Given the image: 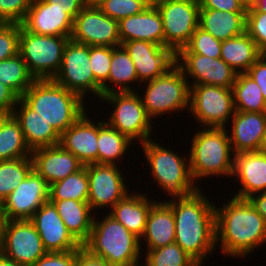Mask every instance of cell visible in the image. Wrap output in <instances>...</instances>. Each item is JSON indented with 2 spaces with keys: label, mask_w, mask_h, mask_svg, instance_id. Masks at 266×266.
<instances>
[{
  "label": "cell",
  "mask_w": 266,
  "mask_h": 266,
  "mask_svg": "<svg viewBox=\"0 0 266 266\" xmlns=\"http://www.w3.org/2000/svg\"><path fill=\"white\" fill-rule=\"evenodd\" d=\"M86 5H97L99 4L102 0H84Z\"/></svg>",
  "instance_id": "680465c9"
},
{
  "label": "cell",
  "mask_w": 266,
  "mask_h": 266,
  "mask_svg": "<svg viewBox=\"0 0 266 266\" xmlns=\"http://www.w3.org/2000/svg\"><path fill=\"white\" fill-rule=\"evenodd\" d=\"M75 266H111L106 260L89 254L82 246L77 250Z\"/></svg>",
  "instance_id": "816d5d0a"
},
{
  "label": "cell",
  "mask_w": 266,
  "mask_h": 266,
  "mask_svg": "<svg viewBox=\"0 0 266 266\" xmlns=\"http://www.w3.org/2000/svg\"><path fill=\"white\" fill-rule=\"evenodd\" d=\"M238 179L239 191L232 195L248 199L266 191V152L263 150L237 153L234 155L233 174Z\"/></svg>",
  "instance_id": "603a6c76"
},
{
  "label": "cell",
  "mask_w": 266,
  "mask_h": 266,
  "mask_svg": "<svg viewBox=\"0 0 266 266\" xmlns=\"http://www.w3.org/2000/svg\"><path fill=\"white\" fill-rule=\"evenodd\" d=\"M202 187L186 198L166 200L175 218V243L199 266H205L216 245L217 204L209 201ZM214 204V205H213Z\"/></svg>",
  "instance_id": "6da1fadb"
},
{
  "label": "cell",
  "mask_w": 266,
  "mask_h": 266,
  "mask_svg": "<svg viewBox=\"0 0 266 266\" xmlns=\"http://www.w3.org/2000/svg\"><path fill=\"white\" fill-rule=\"evenodd\" d=\"M133 61L139 85L165 74L176 63V54L167 47L146 40L121 44Z\"/></svg>",
  "instance_id": "ac0fdd59"
},
{
  "label": "cell",
  "mask_w": 266,
  "mask_h": 266,
  "mask_svg": "<svg viewBox=\"0 0 266 266\" xmlns=\"http://www.w3.org/2000/svg\"><path fill=\"white\" fill-rule=\"evenodd\" d=\"M144 85L146 88L144 94H141V100L151 119L175 111H189L190 86L176 64L162 76L144 82Z\"/></svg>",
  "instance_id": "52a82bcc"
},
{
  "label": "cell",
  "mask_w": 266,
  "mask_h": 266,
  "mask_svg": "<svg viewBox=\"0 0 266 266\" xmlns=\"http://www.w3.org/2000/svg\"><path fill=\"white\" fill-rule=\"evenodd\" d=\"M148 4L150 5H155L156 3H158L161 0H145Z\"/></svg>",
  "instance_id": "91938a15"
},
{
  "label": "cell",
  "mask_w": 266,
  "mask_h": 266,
  "mask_svg": "<svg viewBox=\"0 0 266 266\" xmlns=\"http://www.w3.org/2000/svg\"><path fill=\"white\" fill-rule=\"evenodd\" d=\"M199 27L222 42L246 32V12L200 8Z\"/></svg>",
  "instance_id": "f1b7e54d"
},
{
  "label": "cell",
  "mask_w": 266,
  "mask_h": 266,
  "mask_svg": "<svg viewBox=\"0 0 266 266\" xmlns=\"http://www.w3.org/2000/svg\"><path fill=\"white\" fill-rule=\"evenodd\" d=\"M34 81L20 54L0 61V83L10 87L20 98Z\"/></svg>",
  "instance_id": "8d00e7d4"
},
{
  "label": "cell",
  "mask_w": 266,
  "mask_h": 266,
  "mask_svg": "<svg viewBox=\"0 0 266 266\" xmlns=\"http://www.w3.org/2000/svg\"><path fill=\"white\" fill-rule=\"evenodd\" d=\"M144 152L150 174L156 186L164 190L172 199L186 198L200 189L192 178L190 171L189 155L175 153L155 140H147L140 145ZM183 155V156H182Z\"/></svg>",
  "instance_id": "8992f818"
},
{
  "label": "cell",
  "mask_w": 266,
  "mask_h": 266,
  "mask_svg": "<svg viewBox=\"0 0 266 266\" xmlns=\"http://www.w3.org/2000/svg\"><path fill=\"white\" fill-rule=\"evenodd\" d=\"M70 38L28 32L22 25L19 54L35 80L53 79L60 70L63 50Z\"/></svg>",
  "instance_id": "9c48e42d"
},
{
  "label": "cell",
  "mask_w": 266,
  "mask_h": 266,
  "mask_svg": "<svg viewBox=\"0 0 266 266\" xmlns=\"http://www.w3.org/2000/svg\"><path fill=\"white\" fill-rule=\"evenodd\" d=\"M163 20L165 47L175 54L184 48L199 26L198 0H161L155 4Z\"/></svg>",
  "instance_id": "8fae6325"
},
{
  "label": "cell",
  "mask_w": 266,
  "mask_h": 266,
  "mask_svg": "<svg viewBox=\"0 0 266 266\" xmlns=\"http://www.w3.org/2000/svg\"><path fill=\"white\" fill-rule=\"evenodd\" d=\"M238 1L246 10L254 5V0H236Z\"/></svg>",
  "instance_id": "9f6ffc18"
},
{
  "label": "cell",
  "mask_w": 266,
  "mask_h": 266,
  "mask_svg": "<svg viewBox=\"0 0 266 266\" xmlns=\"http://www.w3.org/2000/svg\"><path fill=\"white\" fill-rule=\"evenodd\" d=\"M259 11L266 13V0H254V5Z\"/></svg>",
  "instance_id": "11a10c76"
},
{
  "label": "cell",
  "mask_w": 266,
  "mask_h": 266,
  "mask_svg": "<svg viewBox=\"0 0 266 266\" xmlns=\"http://www.w3.org/2000/svg\"><path fill=\"white\" fill-rule=\"evenodd\" d=\"M33 169L31 157L0 161V204Z\"/></svg>",
  "instance_id": "74e56055"
},
{
  "label": "cell",
  "mask_w": 266,
  "mask_h": 266,
  "mask_svg": "<svg viewBox=\"0 0 266 266\" xmlns=\"http://www.w3.org/2000/svg\"><path fill=\"white\" fill-rule=\"evenodd\" d=\"M73 21L57 3L33 0L21 25L34 34L71 38Z\"/></svg>",
  "instance_id": "ffe728a7"
},
{
  "label": "cell",
  "mask_w": 266,
  "mask_h": 266,
  "mask_svg": "<svg viewBox=\"0 0 266 266\" xmlns=\"http://www.w3.org/2000/svg\"><path fill=\"white\" fill-rule=\"evenodd\" d=\"M49 201V185L32 169L0 204L5 220H30Z\"/></svg>",
  "instance_id": "2e32d148"
},
{
  "label": "cell",
  "mask_w": 266,
  "mask_h": 266,
  "mask_svg": "<svg viewBox=\"0 0 266 266\" xmlns=\"http://www.w3.org/2000/svg\"><path fill=\"white\" fill-rule=\"evenodd\" d=\"M132 83H139L133 61L122 46L112 47L110 73L108 80L102 85V95L113 92H136Z\"/></svg>",
  "instance_id": "4dcf8cb0"
},
{
  "label": "cell",
  "mask_w": 266,
  "mask_h": 266,
  "mask_svg": "<svg viewBox=\"0 0 266 266\" xmlns=\"http://www.w3.org/2000/svg\"><path fill=\"white\" fill-rule=\"evenodd\" d=\"M98 122L87 111L61 135L59 145L84 165L98 163Z\"/></svg>",
  "instance_id": "7402d4cb"
},
{
  "label": "cell",
  "mask_w": 266,
  "mask_h": 266,
  "mask_svg": "<svg viewBox=\"0 0 266 266\" xmlns=\"http://www.w3.org/2000/svg\"><path fill=\"white\" fill-rule=\"evenodd\" d=\"M145 253L143 266H199L177 243L146 250Z\"/></svg>",
  "instance_id": "f35d334b"
},
{
  "label": "cell",
  "mask_w": 266,
  "mask_h": 266,
  "mask_svg": "<svg viewBox=\"0 0 266 266\" xmlns=\"http://www.w3.org/2000/svg\"><path fill=\"white\" fill-rule=\"evenodd\" d=\"M6 116V114H3V113H0V125H1V122L3 120V118Z\"/></svg>",
  "instance_id": "94428289"
},
{
  "label": "cell",
  "mask_w": 266,
  "mask_h": 266,
  "mask_svg": "<svg viewBox=\"0 0 266 266\" xmlns=\"http://www.w3.org/2000/svg\"><path fill=\"white\" fill-rule=\"evenodd\" d=\"M150 4L145 0H102L96 6L117 22L143 12Z\"/></svg>",
  "instance_id": "b9f144b4"
},
{
  "label": "cell",
  "mask_w": 266,
  "mask_h": 266,
  "mask_svg": "<svg viewBox=\"0 0 266 266\" xmlns=\"http://www.w3.org/2000/svg\"><path fill=\"white\" fill-rule=\"evenodd\" d=\"M33 0H0V23L21 24Z\"/></svg>",
  "instance_id": "f6af8a7d"
},
{
  "label": "cell",
  "mask_w": 266,
  "mask_h": 266,
  "mask_svg": "<svg viewBox=\"0 0 266 266\" xmlns=\"http://www.w3.org/2000/svg\"><path fill=\"white\" fill-rule=\"evenodd\" d=\"M118 27L121 44L131 40H146L165 47L163 20L155 5L121 19Z\"/></svg>",
  "instance_id": "d4e9b609"
},
{
  "label": "cell",
  "mask_w": 266,
  "mask_h": 266,
  "mask_svg": "<svg viewBox=\"0 0 266 266\" xmlns=\"http://www.w3.org/2000/svg\"><path fill=\"white\" fill-rule=\"evenodd\" d=\"M33 169L51 184L79 171L84 165L71 152L60 145L42 147L32 151Z\"/></svg>",
  "instance_id": "cb8c5ba5"
},
{
  "label": "cell",
  "mask_w": 266,
  "mask_h": 266,
  "mask_svg": "<svg viewBox=\"0 0 266 266\" xmlns=\"http://www.w3.org/2000/svg\"><path fill=\"white\" fill-rule=\"evenodd\" d=\"M49 201L56 207L68 232L82 246L89 238L95 216L89 203L72 199Z\"/></svg>",
  "instance_id": "f546056e"
},
{
  "label": "cell",
  "mask_w": 266,
  "mask_h": 266,
  "mask_svg": "<svg viewBox=\"0 0 266 266\" xmlns=\"http://www.w3.org/2000/svg\"><path fill=\"white\" fill-rule=\"evenodd\" d=\"M262 150L266 152V140L264 142V146H263V149Z\"/></svg>",
  "instance_id": "6125c7cd"
},
{
  "label": "cell",
  "mask_w": 266,
  "mask_h": 266,
  "mask_svg": "<svg viewBox=\"0 0 266 266\" xmlns=\"http://www.w3.org/2000/svg\"><path fill=\"white\" fill-rule=\"evenodd\" d=\"M261 56L255 41L246 32L221 42L220 58L237 73H245Z\"/></svg>",
  "instance_id": "1f68e13d"
},
{
  "label": "cell",
  "mask_w": 266,
  "mask_h": 266,
  "mask_svg": "<svg viewBox=\"0 0 266 266\" xmlns=\"http://www.w3.org/2000/svg\"><path fill=\"white\" fill-rule=\"evenodd\" d=\"M107 101L112 105L110 117L108 115V125L126 136L130 141L138 140L137 144H143L152 139L154 128L153 121L146 113L140 93L136 92H113L102 95L99 101Z\"/></svg>",
  "instance_id": "ba28073f"
},
{
  "label": "cell",
  "mask_w": 266,
  "mask_h": 266,
  "mask_svg": "<svg viewBox=\"0 0 266 266\" xmlns=\"http://www.w3.org/2000/svg\"><path fill=\"white\" fill-rule=\"evenodd\" d=\"M89 56L94 74V95L99 99L102 97V85L109 77L112 47L89 46Z\"/></svg>",
  "instance_id": "ab89813d"
},
{
  "label": "cell",
  "mask_w": 266,
  "mask_h": 266,
  "mask_svg": "<svg viewBox=\"0 0 266 266\" xmlns=\"http://www.w3.org/2000/svg\"><path fill=\"white\" fill-rule=\"evenodd\" d=\"M188 112L200 127L226 128L235 114L233 91L214 85H192Z\"/></svg>",
  "instance_id": "30bf717a"
},
{
  "label": "cell",
  "mask_w": 266,
  "mask_h": 266,
  "mask_svg": "<svg viewBox=\"0 0 266 266\" xmlns=\"http://www.w3.org/2000/svg\"><path fill=\"white\" fill-rule=\"evenodd\" d=\"M245 73L257 83L266 101V54H262Z\"/></svg>",
  "instance_id": "7dc6e473"
},
{
  "label": "cell",
  "mask_w": 266,
  "mask_h": 266,
  "mask_svg": "<svg viewBox=\"0 0 266 266\" xmlns=\"http://www.w3.org/2000/svg\"><path fill=\"white\" fill-rule=\"evenodd\" d=\"M246 33L255 41L262 54H266V13L255 6L246 10Z\"/></svg>",
  "instance_id": "7bdbcfd3"
},
{
  "label": "cell",
  "mask_w": 266,
  "mask_h": 266,
  "mask_svg": "<svg viewBox=\"0 0 266 266\" xmlns=\"http://www.w3.org/2000/svg\"><path fill=\"white\" fill-rule=\"evenodd\" d=\"M232 91L235 111L266 112V101L260 87L246 73H237Z\"/></svg>",
  "instance_id": "e575fe53"
},
{
  "label": "cell",
  "mask_w": 266,
  "mask_h": 266,
  "mask_svg": "<svg viewBox=\"0 0 266 266\" xmlns=\"http://www.w3.org/2000/svg\"><path fill=\"white\" fill-rule=\"evenodd\" d=\"M141 242H144L148 250L175 243V218L165 199L156 201L151 206L140 246L143 245Z\"/></svg>",
  "instance_id": "83f0119b"
},
{
  "label": "cell",
  "mask_w": 266,
  "mask_h": 266,
  "mask_svg": "<svg viewBox=\"0 0 266 266\" xmlns=\"http://www.w3.org/2000/svg\"><path fill=\"white\" fill-rule=\"evenodd\" d=\"M77 250L68 252H47L31 266H75Z\"/></svg>",
  "instance_id": "bcb514c9"
},
{
  "label": "cell",
  "mask_w": 266,
  "mask_h": 266,
  "mask_svg": "<svg viewBox=\"0 0 266 266\" xmlns=\"http://www.w3.org/2000/svg\"><path fill=\"white\" fill-rule=\"evenodd\" d=\"M215 213L216 245L223 256L243 259L265 245L266 221L248 199L232 196L220 207L215 206Z\"/></svg>",
  "instance_id": "7a4b0ae2"
},
{
  "label": "cell",
  "mask_w": 266,
  "mask_h": 266,
  "mask_svg": "<svg viewBox=\"0 0 266 266\" xmlns=\"http://www.w3.org/2000/svg\"><path fill=\"white\" fill-rule=\"evenodd\" d=\"M31 153L18 120L6 115L0 125V161L31 157Z\"/></svg>",
  "instance_id": "836d02e7"
},
{
  "label": "cell",
  "mask_w": 266,
  "mask_h": 266,
  "mask_svg": "<svg viewBox=\"0 0 266 266\" xmlns=\"http://www.w3.org/2000/svg\"><path fill=\"white\" fill-rule=\"evenodd\" d=\"M88 46H121L118 22L96 5H86L75 17L70 38Z\"/></svg>",
  "instance_id": "5bb4252c"
},
{
  "label": "cell",
  "mask_w": 266,
  "mask_h": 266,
  "mask_svg": "<svg viewBox=\"0 0 266 266\" xmlns=\"http://www.w3.org/2000/svg\"><path fill=\"white\" fill-rule=\"evenodd\" d=\"M96 215L98 213H95L89 238L82 247L89 254L106 260L111 266L142 264L141 254L144 247L140 246V239L109 213L102 215L103 219L102 217L99 219Z\"/></svg>",
  "instance_id": "3957f363"
},
{
  "label": "cell",
  "mask_w": 266,
  "mask_h": 266,
  "mask_svg": "<svg viewBox=\"0 0 266 266\" xmlns=\"http://www.w3.org/2000/svg\"><path fill=\"white\" fill-rule=\"evenodd\" d=\"M112 164H89L86 170L89 179L88 203L93 212L111 208L129 192L120 166Z\"/></svg>",
  "instance_id": "9a60e30c"
},
{
  "label": "cell",
  "mask_w": 266,
  "mask_h": 266,
  "mask_svg": "<svg viewBox=\"0 0 266 266\" xmlns=\"http://www.w3.org/2000/svg\"><path fill=\"white\" fill-rule=\"evenodd\" d=\"M126 136L108 125L105 120H98V163L118 165L120 160L130 152L133 144ZM123 156V157H122ZM120 159V160H119Z\"/></svg>",
  "instance_id": "d6a6232c"
},
{
  "label": "cell",
  "mask_w": 266,
  "mask_h": 266,
  "mask_svg": "<svg viewBox=\"0 0 266 266\" xmlns=\"http://www.w3.org/2000/svg\"><path fill=\"white\" fill-rule=\"evenodd\" d=\"M19 99L20 97L10 87L0 83V113L12 114Z\"/></svg>",
  "instance_id": "681fc988"
},
{
  "label": "cell",
  "mask_w": 266,
  "mask_h": 266,
  "mask_svg": "<svg viewBox=\"0 0 266 266\" xmlns=\"http://www.w3.org/2000/svg\"><path fill=\"white\" fill-rule=\"evenodd\" d=\"M249 202L253 205L256 211L266 221V191L252 195L248 198Z\"/></svg>",
  "instance_id": "f5cc1de1"
},
{
  "label": "cell",
  "mask_w": 266,
  "mask_h": 266,
  "mask_svg": "<svg viewBox=\"0 0 266 266\" xmlns=\"http://www.w3.org/2000/svg\"><path fill=\"white\" fill-rule=\"evenodd\" d=\"M200 8L216 9L229 12H246L236 0H198Z\"/></svg>",
  "instance_id": "c3c4849f"
},
{
  "label": "cell",
  "mask_w": 266,
  "mask_h": 266,
  "mask_svg": "<svg viewBox=\"0 0 266 266\" xmlns=\"http://www.w3.org/2000/svg\"><path fill=\"white\" fill-rule=\"evenodd\" d=\"M231 119L232 131L227 132L234 155L263 149L266 140V112L235 111Z\"/></svg>",
  "instance_id": "44dd1931"
},
{
  "label": "cell",
  "mask_w": 266,
  "mask_h": 266,
  "mask_svg": "<svg viewBox=\"0 0 266 266\" xmlns=\"http://www.w3.org/2000/svg\"><path fill=\"white\" fill-rule=\"evenodd\" d=\"M132 193V194H131ZM158 200L135 191L117 202L109 214L139 239L143 236L151 206Z\"/></svg>",
  "instance_id": "4316f807"
},
{
  "label": "cell",
  "mask_w": 266,
  "mask_h": 266,
  "mask_svg": "<svg viewBox=\"0 0 266 266\" xmlns=\"http://www.w3.org/2000/svg\"><path fill=\"white\" fill-rule=\"evenodd\" d=\"M12 114L18 120L27 146L31 151L59 145L60 134L21 98Z\"/></svg>",
  "instance_id": "484cf974"
},
{
  "label": "cell",
  "mask_w": 266,
  "mask_h": 266,
  "mask_svg": "<svg viewBox=\"0 0 266 266\" xmlns=\"http://www.w3.org/2000/svg\"><path fill=\"white\" fill-rule=\"evenodd\" d=\"M177 53H195L217 59L221 54V41L198 26L188 44Z\"/></svg>",
  "instance_id": "60d3db41"
},
{
  "label": "cell",
  "mask_w": 266,
  "mask_h": 266,
  "mask_svg": "<svg viewBox=\"0 0 266 266\" xmlns=\"http://www.w3.org/2000/svg\"><path fill=\"white\" fill-rule=\"evenodd\" d=\"M4 222H5V219H4V215H3V212H2L1 206H0V246H1V241H2V233H3Z\"/></svg>",
  "instance_id": "6f0895ef"
},
{
  "label": "cell",
  "mask_w": 266,
  "mask_h": 266,
  "mask_svg": "<svg viewBox=\"0 0 266 266\" xmlns=\"http://www.w3.org/2000/svg\"><path fill=\"white\" fill-rule=\"evenodd\" d=\"M21 99L60 135L88 110L86 101L53 79L35 80Z\"/></svg>",
  "instance_id": "277c9868"
},
{
  "label": "cell",
  "mask_w": 266,
  "mask_h": 266,
  "mask_svg": "<svg viewBox=\"0 0 266 266\" xmlns=\"http://www.w3.org/2000/svg\"><path fill=\"white\" fill-rule=\"evenodd\" d=\"M0 252L21 266H31L47 253L30 220H5Z\"/></svg>",
  "instance_id": "4fadbf2b"
},
{
  "label": "cell",
  "mask_w": 266,
  "mask_h": 266,
  "mask_svg": "<svg viewBox=\"0 0 266 266\" xmlns=\"http://www.w3.org/2000/svg\"><path fill=\"white\" fill-rule=\"evenodd\" d=\"M21 24L0 23V61L19 54Z\"/></svg>",
  "instance_id": "ee69618b"
},
{
  "label": "cell",
  "mask_w": 266,
  "mask_h": 266,
  "mask_svg": "<svg viewBox=\"0 0 266 266\" xmlns=\"http://www.w3.org/2000/svg\"><path fill=\"white\" fill-rule=\"evenodd\" d=\"M175 64L187 80L189 77L194 80L188 81L189 86L207 84L232 89L237 76V72L221 58L201 54L176 53Z\"/></svg>",
  "instance_id": "e0dca14e"
},
{
  "label": "cell",
  "mask_w": 266,
  "mask_h": 266,
  "mask_svg": "<svg viewBox=\"0 0 266 266\" xmlns=\"http://www.w3.org/2000/svg\"><path fill=\"white\" fill-rule=\"evenodd\" d=\"M227 129V127H204L194 131L188 155L190 171L195 183L210 176L232 177L234 153Z\"/></svg>",
  "instance_id": "5b68a950"
},
{
  "label": "cell",
  "mask_w": 266,
  "mask_h": 266,
  "mask_svg": "<svg viewBox=\"0 0 266 266\" xmlns=\"http://www.w3.org/2000/svg\"><path fill=\"white\" fill-rule=\"evenodd\" d=\"M47 3L56 4L64 9L73 20L78 13L86 6L84 0H45Z\"/></svg>",
  "instance_id": "f907efd6"
},
{
  "label": "cell",
  "mask_w": 266,
  "mask_h": 266,
  "mask_svg": "<svg viewBox=\"0 0 266 266\" xmlns=\"http://www.w3.org/2000/svg\"><path fill=\"white\" fill-rule=\"evenodd\" d=\"M89 179L86 166L49 186V200L72 199L88 202Z\"/></svg>",
  "instance_id": "d590c367"
},
{
  "label": "cell",
  "mask_w": 266,
  "mask_h": 266,
  "mask_svg": "<svg viewBox=\"0 0 266 266\" xmlns=\"http://www.w3.org/2000/svg\"><path fill=\"white\" fill-rule=\"evenodd\" d=\"M30 221L34 224L47 252H68L81 247L68 232L52 202L44 203Z\"/></svg>",
  "instance_id": "d6986e66"
},
{
  "label": "cell",
  "mask_w": 266,
  "mask_h": 266,
  "mask_svg": "<svg viewBox=\"0 0 266 266\" xmlns=\"http://www.w3.org/2000/svg\"><path fill=\"white\" fill-rule=\"evenodd\" d=\"M0 266H21L16 261L9 259L0 252Z\"/></svg>",
  "instance_id": "db71d44e"
},
{
  "label": "cell",
  "mask_w": 266,
  "mask_h": 266,
  "mask_svg": "<svg viewBox=\"0 0 266 266\" xmlns=\"http://www.w3.org/2000/svg\"><path fill=\"white\" fill-rule=\"evenodd\" d=\"M53 80L84 101L88 94L94 95V74L91 70L89 46L69 39L63 50L60 70Z\"/></svg>",
  "instance_id": "7c38bea8"
}]
</instances>
